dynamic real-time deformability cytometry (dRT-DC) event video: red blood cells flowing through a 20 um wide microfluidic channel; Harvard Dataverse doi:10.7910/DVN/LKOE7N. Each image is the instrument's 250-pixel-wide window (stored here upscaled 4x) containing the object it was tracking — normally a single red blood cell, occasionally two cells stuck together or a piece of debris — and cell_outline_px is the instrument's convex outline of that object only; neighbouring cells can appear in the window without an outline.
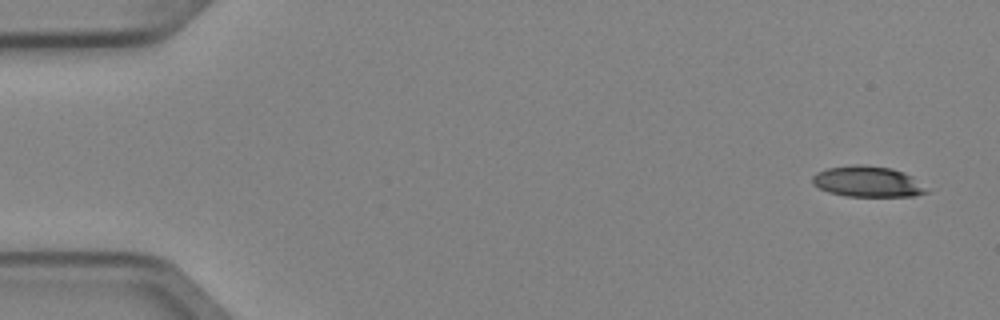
{"species": "Egyptian fruit bat (a non-hibernating species)", "species_latin": "Rousettus aegyptiacus", "temperature_condition": "cold", "stored_images_in_passage": 6, "camera_frame_rate_fps": 3000, "um_per_image_px": 0.085, "animal": {"sex": "female"}, "frame": {"image": 1, "passage_image": 1, "time_ms": 0.0, "image_size_px": [1000, 320], "cell_outline_px": [[928, 192], [916, 196], [844, 196], [828, 192], [812, 184], [812, 176], [816, 172], [828, 168], [852, 164], [864, 164], [892, 168], [904, 172], [912, 176]], "centroid_in_image_um": [73.7, 15.42], "position_along_channel_um": 11.3, "area_um2": 20.52}}
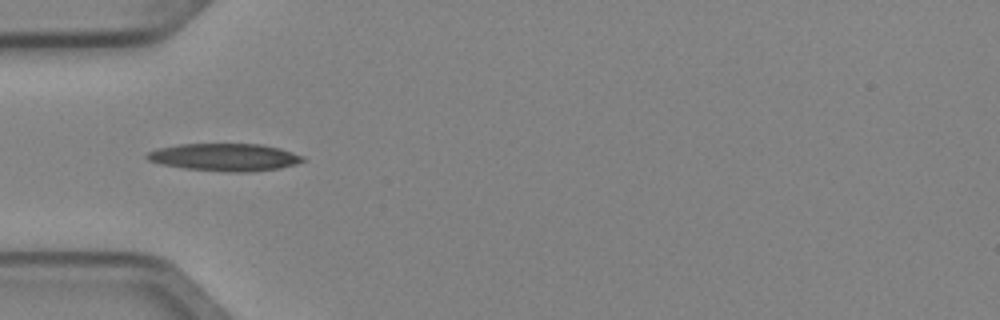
{"frame": {"image": 2, "passage_image": 4, "time_ms": 1.0, "image_size_px": [1000, 320], "cell_outline_px": [[308, 160], [296, 164], [280, 168], [244, 172], [228, 172], [184, 168], [160, 164], [148, 160], [144, 156], [148, 152], [156, 148], [180, 144], [260, 144], [280, 148], [304, 156]], "centroid_in_image_um": [19.1, 13.36], "position_along_channel_um": 65.9, "area_um2": 25.09}}
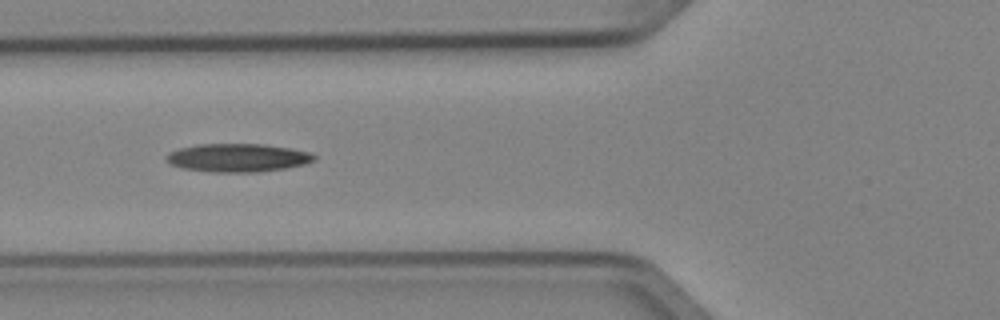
{"frame": {"image": 3, "passage_image": 5, "time_ms": 1.333, "image_size_px": [1000, 320], "cell_outline_px": [[316, 160], [304, 164], [288, 168], [260, 172], [208, 172], [184, 168], [172, 164], [164, 160], [164, 156], [168, 152], [180, 148], [196, 144], [264, 144], [288, 148], [308, 152], [316, 156]], "centroid_in_image_um": [20.18, 13.41], "position_along_channel_um": 105.6, "area_um2": 24.51}}